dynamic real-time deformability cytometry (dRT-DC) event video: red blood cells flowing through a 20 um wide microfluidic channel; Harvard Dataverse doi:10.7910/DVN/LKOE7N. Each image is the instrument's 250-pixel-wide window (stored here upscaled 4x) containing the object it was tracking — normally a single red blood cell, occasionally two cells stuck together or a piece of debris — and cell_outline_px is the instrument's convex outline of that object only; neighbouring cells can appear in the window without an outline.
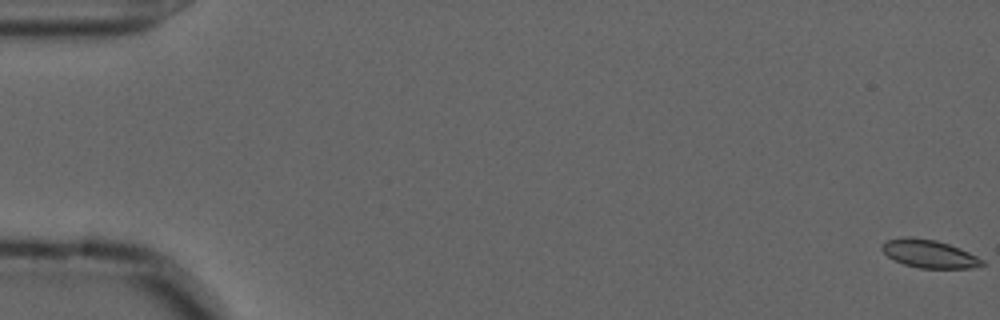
{"species": "common noctule bat (a hibernating species)", "species_latin": "Nyctalus noctula", "temperature_condition": "cold", "stored_images_in_passage": 17, "camera_frame_rate_fps": 3000, "um_per_image_px": 0.085, "animal": {"sex": "male", "forearm_length_mm": 52.5}, "frame": {"image": 1, "passage_image": 1, "time_ms": 0.0, "image_size_px": [1000, 320], "cell_outline_px": [[984, 264], [972, 268], [920, 268], [904, 264], [888, 256], [880, 248], [880, 244], [888, 240], [908, 236], [936, 240], [960, 248], [984, 260]], "centroid_in_image_um": [78.97, 21.56], "position_along_channel_um": 6.0, "area_um2": 16.24}}
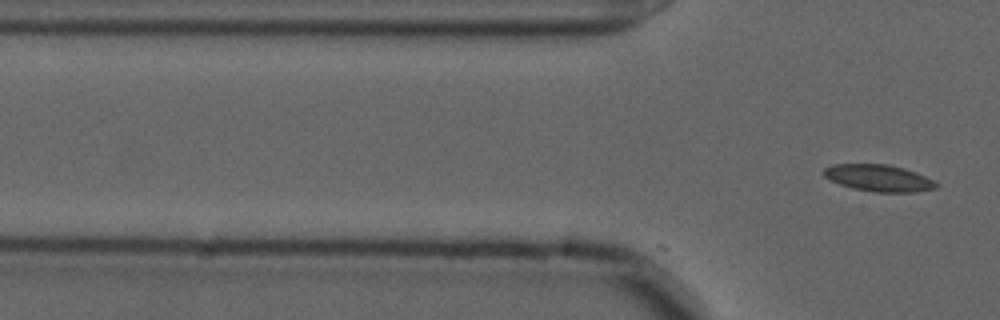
{"frame": {"image": 2, "passage_image": 17, "time_ms": 5.333, "image_size_px": [1000, 320], "cell_outline_px": [[940, 184], [936, 188], [916, 192], [872, 192], [852, 188], [840, 184], [824, 176], [824, 168], [832, 164], [888, 164], [904, 168], [924, 176]], "centroid_in_image_um": [74.69, 15.13], "position_along_channel_um": 51.1, "area_um2": 17.46}}